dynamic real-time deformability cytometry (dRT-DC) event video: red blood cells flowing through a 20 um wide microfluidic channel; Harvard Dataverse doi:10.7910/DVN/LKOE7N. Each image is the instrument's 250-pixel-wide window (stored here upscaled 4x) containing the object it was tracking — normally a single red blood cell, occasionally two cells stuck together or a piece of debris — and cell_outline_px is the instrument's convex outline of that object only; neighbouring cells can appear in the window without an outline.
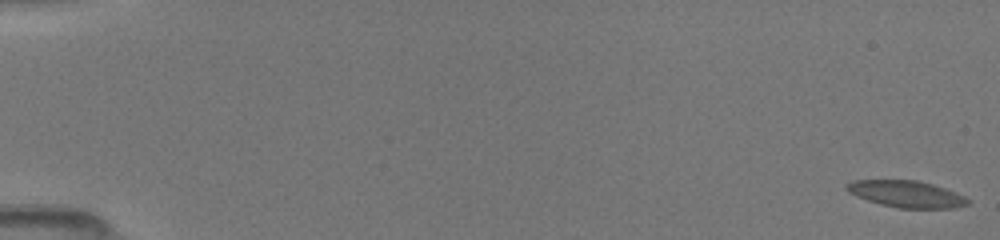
{"species": "common noctule bat (a hibernating species)", "species_latin": "Nyctalus noctula", "temperature_condition": "room temperature", "stored_images_in_passage": 82, "camera_frame_rate_fps": 3000, "um_per_image_px": 0.085, "animal": {"sex": "female", "body_mass_g": 19.5, "forearm_length_mm": 54.1}, "frame": {"image": 1, "passage_image": 1, "time_ms": 0.0, "image_size_px": [1000, 240], "cell_outline_px": [[968, 204], [956, 208], [900, 208], [880, 204], [856, 196], [848, 192], [844, 188], [848, 184], [856, 180], [916, 180], [932, 184], [944, 188], [964, 196], [968, 200]], "centroid_in_image_um": [77.03, 16.49], "position_along_channel_um": 8.0, "area_um2": 18.61}}
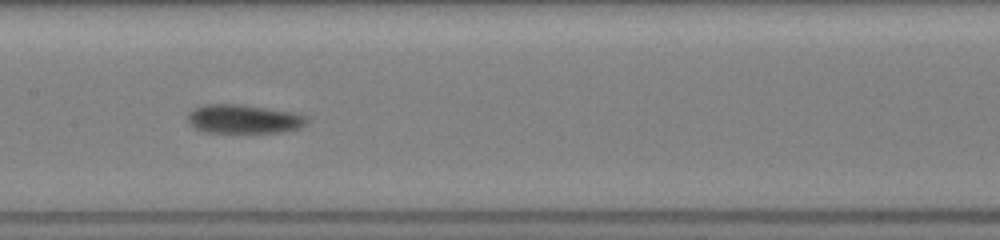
{"frame": {"image": 2, "passage_image": 33, "time_ms": 8.667, "image_size_px": [1000, 240], "cell_outline_px": [[304, 124], [296, 128], [280, 132], [204, 132], [188, 124], [188, 112], [192, 108], [204, 104], [236, 104], [284, 112], [300, 116], [304, 120]], "centroid_in_image_um": [20.49, 10.12], "position_along_channel_um": 186.9, "area_um2": 19.13}}
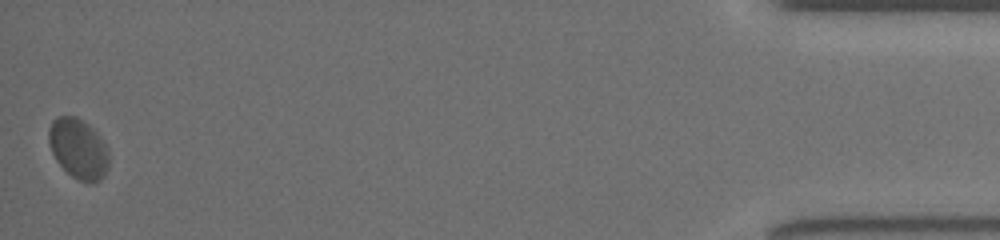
{"frame": {"image": 3, "passage_image": 80, "time_ms": 16.667, "image_size_px": [1000, 240], "cell_outline_px": [[108, 168], [104, 176], [100, 180], [92, 184], [88, 184], [72, 176], [56, 160], [52, 152], [48, 140], [48, 128], [52, 120], [56, 116], [76, 116], [84, 120], [96, 132], [108, 148]], "centroid_in_image_um": [6.66, 12.63], "position_along_channel_um": 428.5, "area_um2": 21.27}}